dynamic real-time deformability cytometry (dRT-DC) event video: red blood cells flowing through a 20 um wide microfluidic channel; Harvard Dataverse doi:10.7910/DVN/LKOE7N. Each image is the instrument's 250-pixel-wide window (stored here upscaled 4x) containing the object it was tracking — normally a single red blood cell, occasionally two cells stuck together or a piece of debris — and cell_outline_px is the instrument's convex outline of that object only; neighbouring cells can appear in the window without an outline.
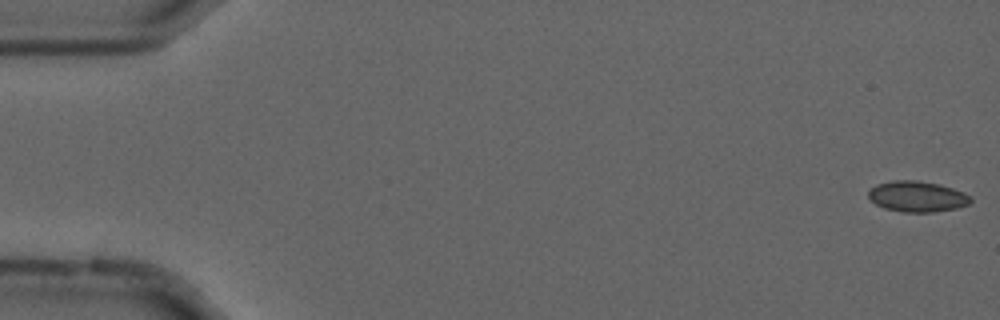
{"species": "common noctule bat (a hibernating species)", "species_latin": "Nyctalus noctula", "temperature_condition": "cold", "stored_images_in_passage": 56, "camera_frame_rate_fps": 3000, "um_per_image_px": 0.085, "animal": {"sex": "male", "forearm_length_mm": 52.5}, "frame": {"image": 1, "passage_image": 1, "time_ms": 0.0, "image_size_px": [1000, 320], "cell_outline_px": [[972, 200], [968, 204], [956, 208], [932, 212], [900, 212], [884, 208], [876, 204], [868, 196], [868, 192], [876, 184], [892, 180], [916, 180], [940, 184], [964, 192], [972, 196]], "centroid_in_image_um": [77.97, 16.7], "position_along_channel_um": 7.0, "area_um2": 18.38}}
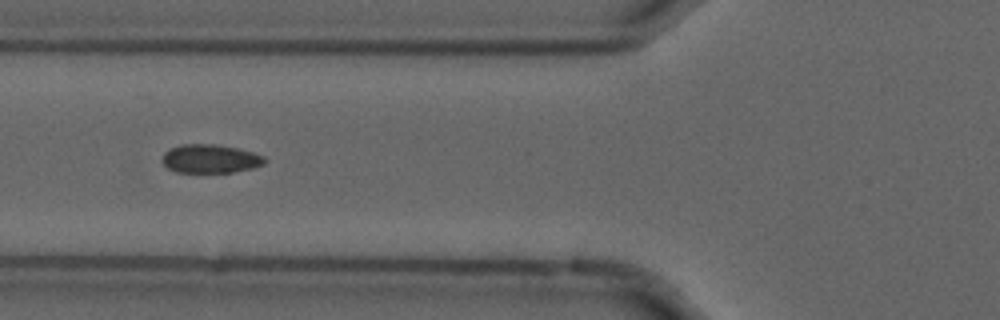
{"frame": {"image": 2, "passage_image": 21, "time_ms": 6.667, "image_size_px": [1000, 320], "cell_outline_px": [[268, 160], [264, 164], [252, 168], [232, 172], [176, 172], [168, 168], [160, 160], [164, 152], [168, 148], [180, 144], [212, 144], [236, 148], [252, 152], [264, 156]], "centroid_in_image_um": [17.84, 13.49], "position_along_channel_um": 108.0, "area_um2": 17.17}}
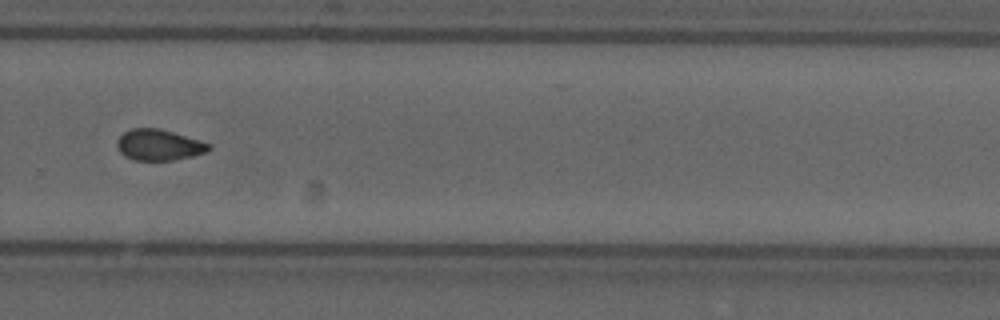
{"frame": {"image": 3, "passage_image": 38, "time_ms": 12.333, "image_size_px": [1000, 320], "cell_outline_px": [[212, 148], [204, 152], [192, 156], [172, 160], [132, 160], [124, 156], [120, 152], [116, 144], [116, 140], [124, 132], [132, 128], [160, 128], [200, 140], [212, 144]], "centroid_in_image_um": [13.49, 12.31], "position_along_channel_um": 316.3, "area_um2": 16.65}, "authors_computed_cell_mechanics": {"area_um2": 17.2244, "velocity_mm_per_s": 3.679, "shape_relaxation_time_tau1_ms": null, "shape_relaxation_time_tau2_ms": 4.0403, "deformation_change_tau1": null, "deformation_change_tau2": 0.066}}